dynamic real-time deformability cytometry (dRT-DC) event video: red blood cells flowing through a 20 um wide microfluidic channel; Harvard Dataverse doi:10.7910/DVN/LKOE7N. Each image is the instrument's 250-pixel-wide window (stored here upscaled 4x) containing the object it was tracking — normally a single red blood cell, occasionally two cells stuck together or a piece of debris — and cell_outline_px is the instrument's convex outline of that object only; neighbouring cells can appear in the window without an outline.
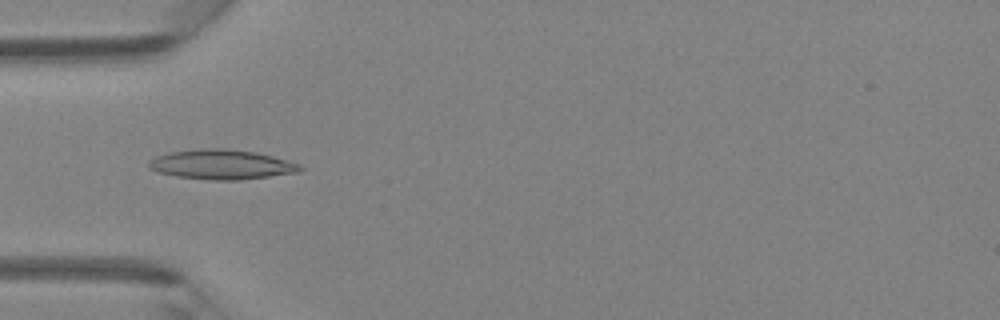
{"species": "Egyptian fruit bat (a non-hibernating species)", "species_latin": "Rousettus aegyptiacus", "temperature_condition": "room temperature", "stored_images_in_passage": 42, "camera_frame_rate_fps": 3000, "um_per_image_px": 0.085, "animal": {"sex": "female"}, "frame": {"image": 1, "passage_image": 10, "time_ms": 3.0, "image_size_px": [1000, 320], "cell_outline_px": [[304, 168], [300, 172], [240, 180], [208, 180], [176, 176], [160, 172], [148, 168], [148, 160], [156, 156], [168, 152], [200, 148], [224, 148], [256, 152], [288, 160], [300, 164]], "centroid_in_image_um": [18.83, 13.98], "position_along_channel_um": 66.2, "area_um2": 26.41}}
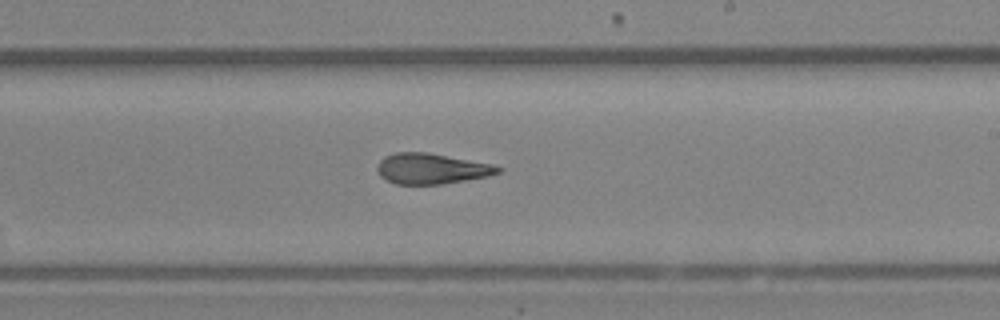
{"frame": {"image": 2, "passage_image": 23, "time_ms": 7.333, "image_size_px": [1000, 320], "cell_outline_px": [[504, 168], [500, 172], [488, 176], [440, 184], [396, 184], [380, 176], [376, 168], [380, 160], [384, 156], [396, 152], [428, 152], [492, 164]], "centroid_in_image_um": [36.67, 14.32], "position_along_channel_um": 252.3, "area_um2": 21.44}}
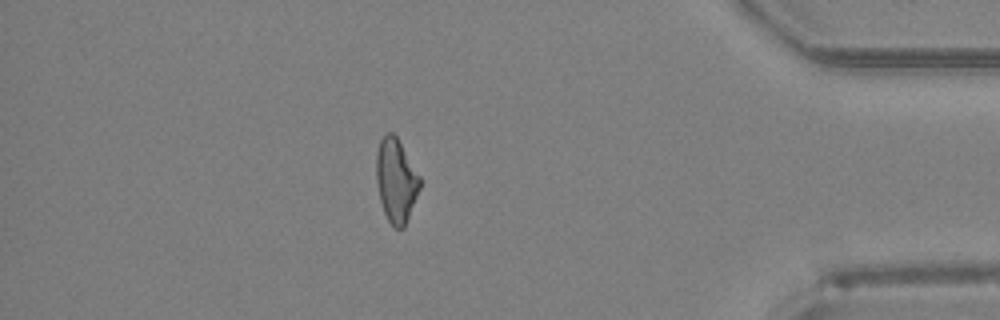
{"frame": {"image": 3, "passage_image": 36, "time_ms": 11.667, "image_size_px": [1000, 320], "cell_outline_px": [[420, 188], [404, 228], [396, 228], [388, 220], [384, 212], [380, 200], [376, 180], [376, 152], [380, 140], [388, 132], [392, 132], [396, 136], [420, 176]], "centroid_in_image_um": [33.65, 15.33], "position_along_channel_um": 401.5, "area_um2": 21.04}, "authors_computed_cell_mechanics": {"area_um2": 22.0218, "velocity_mm_per_s": 4.3272, "shape_relaxation_time_tau1_ms": null, "shape_relaxation_time_tau2_ms": 3.6246, "deformation_change_tau1": null, "deformation_change_tau2": 0.121}}